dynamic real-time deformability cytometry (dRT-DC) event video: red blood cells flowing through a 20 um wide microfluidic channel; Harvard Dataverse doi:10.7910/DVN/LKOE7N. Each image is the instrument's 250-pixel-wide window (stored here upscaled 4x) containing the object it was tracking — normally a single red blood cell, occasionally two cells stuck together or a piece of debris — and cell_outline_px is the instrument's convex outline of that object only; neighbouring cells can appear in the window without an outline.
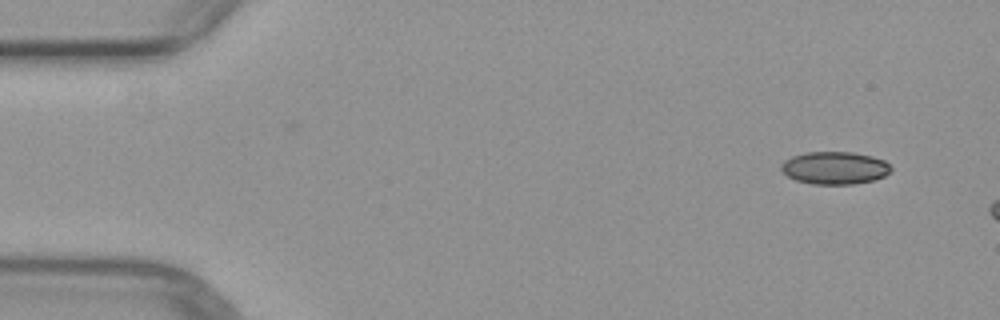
{"species": "common noctule bat (a hibernating species)", "species_latin": "Nyctalus noctula", "temperature_condition": "warm", "stored_images_in_passage": 3, "camera_frame_rate_fps": 3000, "um_per_image_px": 0.085, "animal": {"sex": "female", "body_mass_g": 29.2, "forearm_length_mm": 56.3}, "frame": {"image": 1, "passage_image": 1, "time_ms": 0.0, "image_size_px": [1000, 320], "cell_outline_px": [[892, 172], [884, 176], [872, 180], [852, 184], [812, 184], [796, 180], [788, 176], [780, 168], [780, 164], [784, 160], [792, 156], [808, 152], [852, 152], [872, 156], [884, 160], [892, 168]], "centroid_in_image_um": [70.95, 14.27], "position_along_channel_um": 14.0, "area_um2": 20.87}}